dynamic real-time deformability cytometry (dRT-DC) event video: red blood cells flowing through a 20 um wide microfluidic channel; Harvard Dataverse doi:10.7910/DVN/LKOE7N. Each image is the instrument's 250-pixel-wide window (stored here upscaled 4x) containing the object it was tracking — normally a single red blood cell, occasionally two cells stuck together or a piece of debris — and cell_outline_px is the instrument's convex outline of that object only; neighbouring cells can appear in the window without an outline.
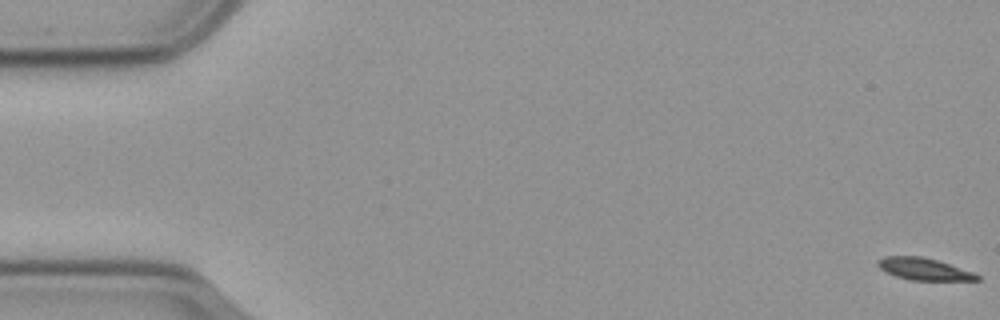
{"species": "common noctule bat (a hibernating species)", "species_latin": "Nyctalus noctula", "temperature_condition": "cold", "stored_images_in_passage": 58, "camera_frame_rate_fps": 3000, "um_per_image_px": 0.085, "animal": {"sex": "male", "body_mass_g": 23.1, "forearm_length_mm": 52.7}, "frame": {"image": 1, "passage_image": 1, "time_ms": 0.0, "image_size_px": [1000, 320], "cell_outline_px": [[980, 280], [912, 280], [896, 276], [880, 268], [876, 264], [884, 256], [920, 256], [936, 260], [972, 272], [980, 276]], "centroid_in_image_um": [78.53, 22.87], "position_along_channel_um": 6.5, "area_um2": 12.37}}
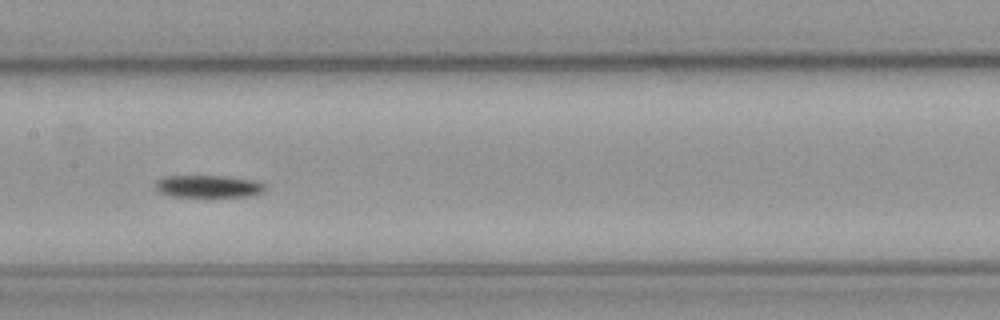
{"frame": {"image": 2, "passage_image": 29, "time_ms": 9.333, "image_size_px": [1000, 320], "cell_outline_px": [[264, 188], [260, 192], [248, 196], [172, 196], [160, 192], [156, 188], [156, 180], [164, 176], [220, 176], [252, 180], [264, 184]], "centroid_in_image_um": [17.64, 15.83], "position_along_channel_um": 189.8, "area_um2": 13.81}}
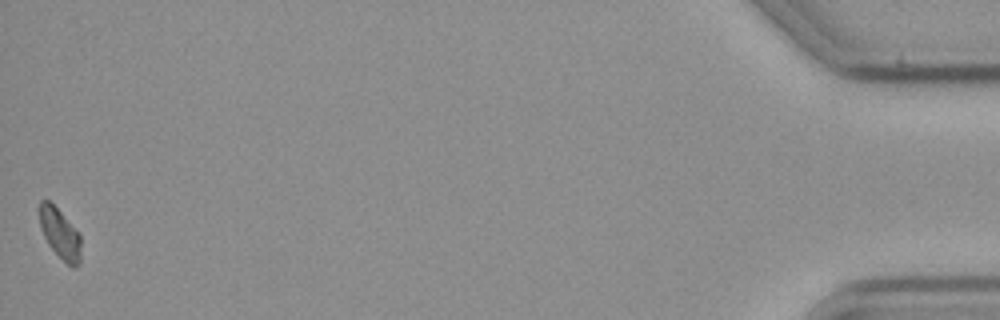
{"frame": {"image": 3, "passage_image": 58, "time_ms": 19.0, "image_size_px": [1000, 320], "cell_outline_px": [[80, 264], [76, 268], [72, 268], [48, 244], [40, 228], [40, 200], [48, 200], [60, 212], [80, 236]], "centroid_in_image_um": [5.09, 19.89], "position_along_channel_um": 430.1, "area_um2": 11.68}, "authors_computed_cell_mechanics": {"area_um2": 13.8431, "velocity_mm_per_s": 3.5685, "shape_relaxation_time_tau1_ms": 3.3301, "shape_relaxation_time_tau2_ms": null, "deformation_change_tau1": 0.0983, "deformation_change_tau2": null}}